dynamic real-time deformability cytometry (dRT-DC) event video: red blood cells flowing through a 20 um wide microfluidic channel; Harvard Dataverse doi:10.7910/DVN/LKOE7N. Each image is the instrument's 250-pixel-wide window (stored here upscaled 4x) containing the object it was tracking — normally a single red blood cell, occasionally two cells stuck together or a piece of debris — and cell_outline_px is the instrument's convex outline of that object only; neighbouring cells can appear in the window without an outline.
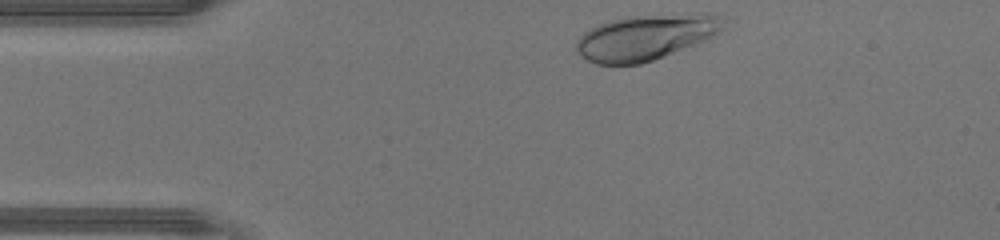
{"species": "human", "species_latin": "Homo sapiens", "temperature_condition": "warm", "stored_images_in_passage": 28, "camera_frame_rate_fps": 3000, "um_per_image_px": 0.085, "donor": {"sex": "male"}, "frame": {"image": 1, "passage_image": 1, "time_ms": 0.0, "image_size_px": [1000, 240], "cell_outline_px": [[728, 16], [724, 28], [712, 36], [704, 40], [652, 60], [640, 64], [596, 64], [580, 56], [576, 52], [576, 40], [584, 32], [608, 20], [628, 16], [700, 12], [716, 12]], "centroid_in_image_um": [54.96, 3.11], "position_along_channel_um": 30.0, "area_um2": 39.54}}
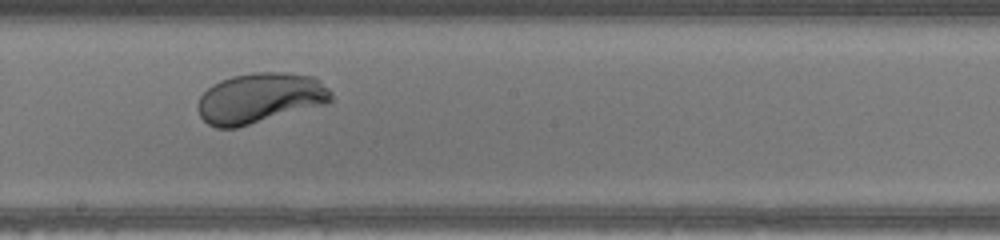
{"frame": {"image": 2, "passage_image": 17, "time_ms": 5.333, "image_size_px": [1000, 240], "cell_outline_px": [[332, 100], [324, 104], [236, 128], [216, 128], [208, 124], [200, 116], [196, 108], [196, 104], [200, 96], [212, 84], [220, 80], [232, 76], [252, 72], [284, 72], [316, 76], [332, 92]], "centroid_in_image_um": [22.07, 8.32], "position_along_channel_um": 226.1, "area_um2": 39.25}}
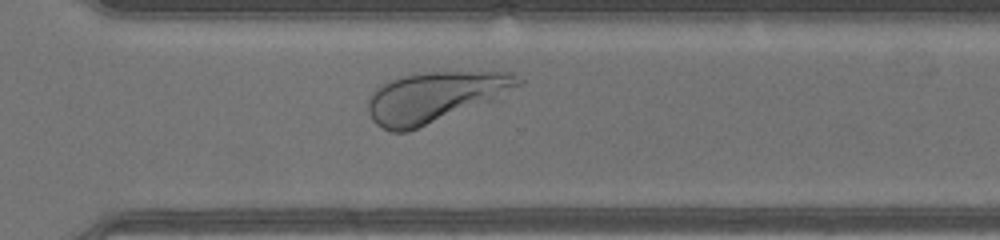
{"frame": {"image": 3, "passage_image": 24, "time_ms": 7.667, "image_size_px": [1000, 240], "cell_outline_px": [[524, 80], [520, 84], [492, 100], [408, 132], [392, 132], [376, 124], [372, 120], [368, 112], [368, 100], [372, 92], [380, 84], [396, 76], [424, 72], [516, 72]], "centroid_in_image_um": [36.91, 8.23], "position_along_channel_um": 333.7, "area_um2": 43.99}}